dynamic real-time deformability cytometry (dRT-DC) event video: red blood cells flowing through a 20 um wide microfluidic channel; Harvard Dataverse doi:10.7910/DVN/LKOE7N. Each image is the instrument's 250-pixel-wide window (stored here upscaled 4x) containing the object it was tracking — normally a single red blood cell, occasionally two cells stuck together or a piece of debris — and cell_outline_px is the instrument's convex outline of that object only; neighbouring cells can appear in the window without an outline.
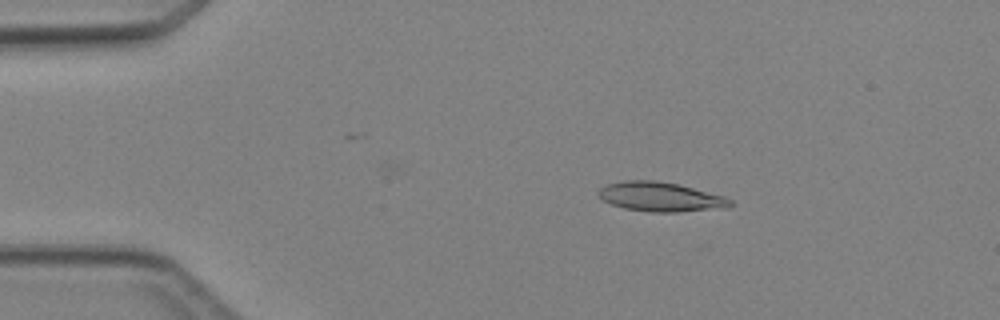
{"species": "Egyptian fruit bat (a non-hibernating species)", "species_latin": "Rousettus aegyptiacus", "temperature_condition": "cold", "stored_images_in_passage": 5, "camera_frame_rate_fps": 3000, "um_per_image_px": 0.085, "animal": {"sex": "female"}, "frame": {"image": 1, "passage_image": 3, "time_ms": 2.333, "image_size_px": [1000, 320], "cell_outline_px": [[732, 204], [728, 208], [676, 212], [652, 212], [624, 208], [612, 204], [604, 200], [596, 192], [600, 188], [608, 184], [624, 180], [656, 180], [680, 184], [724, 196], [732, 200]], "centroid_in_image_um": [56.18, 16.72], "position_along_channel_um": 28.8, "area_um2": 22.66}}
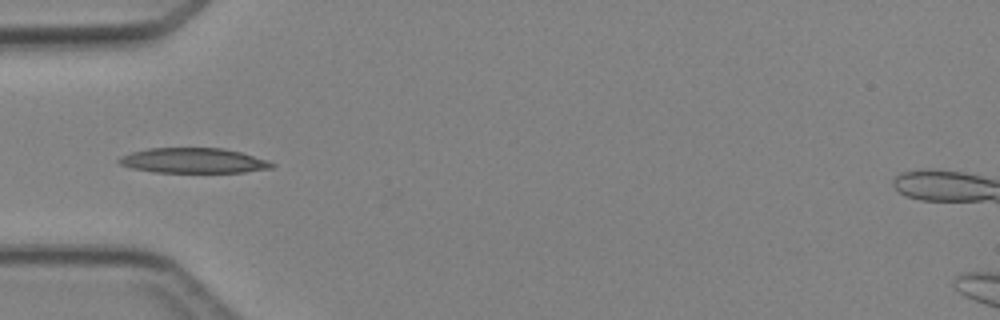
{"frame": {"image": 2, "passage_image": 5, "time_ms": 4.667, "image_size_px": [1000, 320], "cell_outline_px": [[276, 164], [272, 168], [244, 172], [152, 172], [132, 168], [120, 164], [116, 160], [120, 156], [132, 152], [148, 148], [224, 148], [240, 152], [268, 160]], "centroid_in_image_um": [16.43, 13.65], "position_along_channel_um": 68.6, "area_um2": 22.37}}